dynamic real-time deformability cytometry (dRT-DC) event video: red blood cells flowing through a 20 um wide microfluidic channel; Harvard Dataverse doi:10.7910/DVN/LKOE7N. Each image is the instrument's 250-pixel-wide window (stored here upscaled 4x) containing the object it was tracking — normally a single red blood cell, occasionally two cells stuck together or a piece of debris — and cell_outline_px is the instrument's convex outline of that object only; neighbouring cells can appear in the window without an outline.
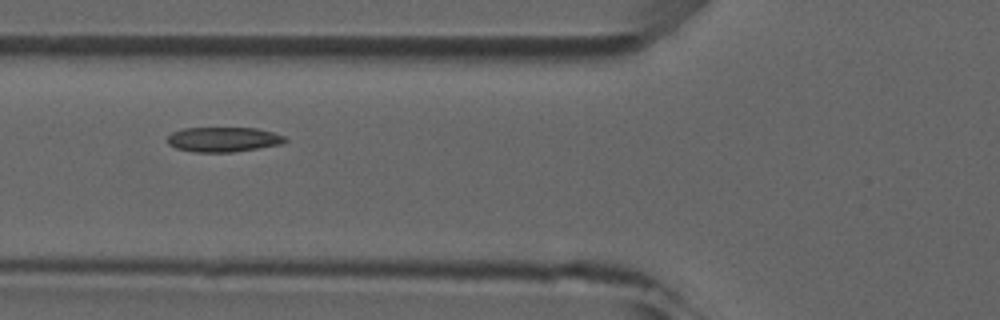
{"species": "common noctule bat (a hibernating species)", "species_latin": "Nyctalus noctula", "temperature_condition": "room temperature", "stored_images_in_passage": 9, "camera_frame_rate_fps": 3000, "um_per_image_px": 0.085, "animal": {"sex": "male", "forearm_length_mm": 52.5}, "frame": {"image": 1, "passage_image": 6, "time_ms": 6.667, "image_size_px": [1000, 320], "cell_outline_px": [[288, 140], [284, 144], [232, 152], [192, 152], [176, 148], [168, 144], [168, 136], [172, 132], [184, 128], [256, 128], [272, 132], [284, 136]], "centroid_in_image_um": [18.99, 11.85], "position_along_channel_um": 106.8, "area_um2": 17.05}}
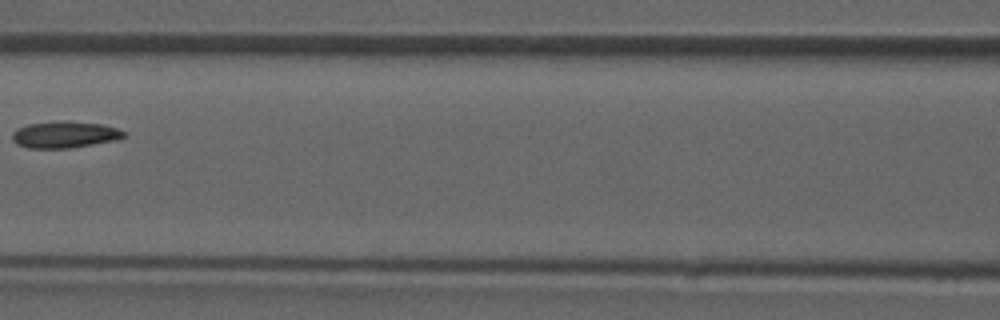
{"frame": {"image": 2, "passage_image": 7, "time_ms": 8.0, "image_size_px": [1000, 320], "cell_outline_px": [[124, 136], [116, 140], [68, 148], [28, 148], [16, 144], [12, 140], [12, 132], [16, 128], [28, 124], [60, 120], [100, 124], [116, 128], [124, 132]], "centroid_in_image_um": [5.42, 11.44], "position_along_channel_um": 161.2, "area_um2": 17.22}}